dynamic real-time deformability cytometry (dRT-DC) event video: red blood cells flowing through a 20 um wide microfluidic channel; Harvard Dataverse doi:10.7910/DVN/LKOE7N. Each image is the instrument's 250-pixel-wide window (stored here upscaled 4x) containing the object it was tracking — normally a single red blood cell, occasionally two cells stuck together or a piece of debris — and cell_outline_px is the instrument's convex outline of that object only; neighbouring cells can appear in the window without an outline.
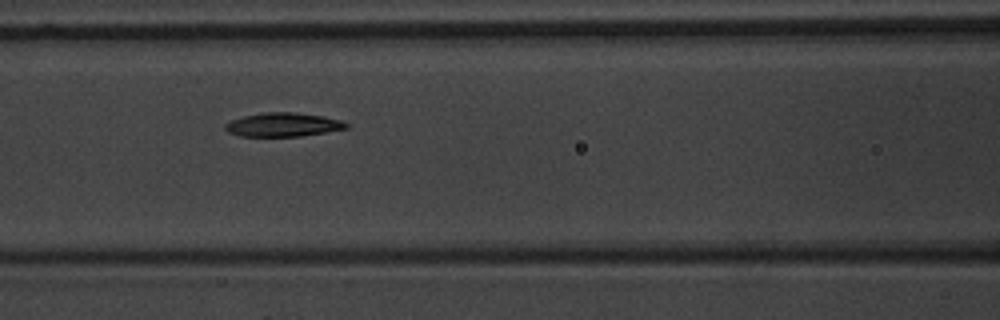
{"species": "common noctule bat (a hibernating species)", "species_latin": "Nyctalus noctula", "temperature_condition": "warm", "stored_images_in_passage": 8, "camera_frame_rate_fps": 3000, "um_per_image_px": 0.085, "animal": {"sex": "male", "body_mass_g": 20.1, "forearm_length_mm": 53.5}, "frame": {"image": 1, "passage_image": 5, "time_ms": 5.667, "image_size_px": [1000, 320], "cell_outline_px": [[348, 128], [300, 136], [240, 136], [228, 132], [224, 128], [224, 124], [232, 120], [244, 116], [264, 112], [296, 112], [324, 116], [340, 120], [348, 124]], "centroid_in_image_um": [24.04, 10.59], "position_along_channel_um": 142.6, "area_um2": 16.7}}
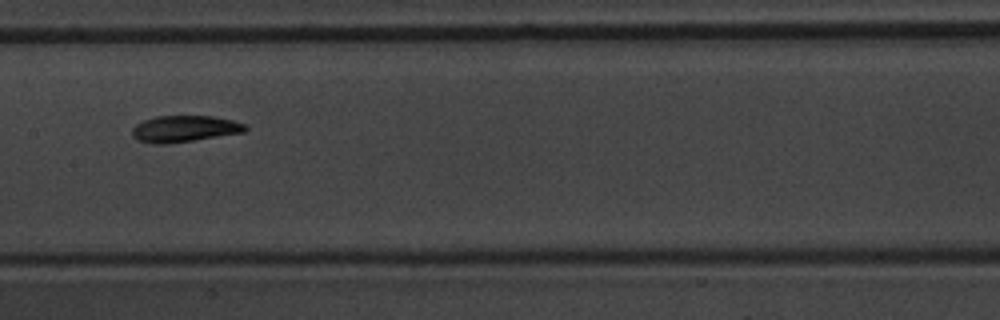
{"frame": {"image": 2, "passage_image": 6, "time_ms": 7.0, "image_size_px": [1000, 320], "cell_outline_px": [[248, 128], [244, 132], [192, 140], [164, 144], [152, 144], [136, 140], [132, 136], [132, 128], [136, 124], [144, 120], [156, 116], [212, 116], [232, 120], [248, 124]], "centroid_in_image_um": [15.66, 10.94], "position_along_channel_um": 191.7, "area_um2": 17.46}}
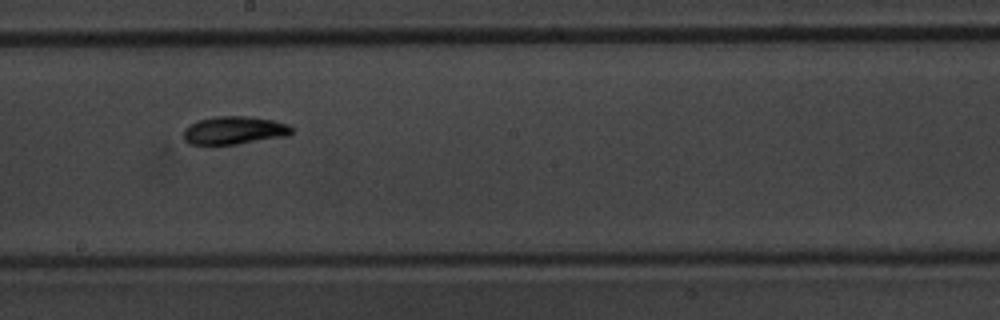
{"frame": {"image": 3, "passage_image": 7, "time_ms": 8.0, "image_size_px": [1000, 320], "cell_outline_px": [[292, 132], [288, 136], [236, 144], [188, 144], [184, 140], [184, 128], [200, 120], [216, 116], [248, 116], [272, 120], [288, 124], [292, 128]], "centroid_in_image_um": [19.92, 11.08], "position_along_channel_um": 228.3, "area_um2": 17.51}}